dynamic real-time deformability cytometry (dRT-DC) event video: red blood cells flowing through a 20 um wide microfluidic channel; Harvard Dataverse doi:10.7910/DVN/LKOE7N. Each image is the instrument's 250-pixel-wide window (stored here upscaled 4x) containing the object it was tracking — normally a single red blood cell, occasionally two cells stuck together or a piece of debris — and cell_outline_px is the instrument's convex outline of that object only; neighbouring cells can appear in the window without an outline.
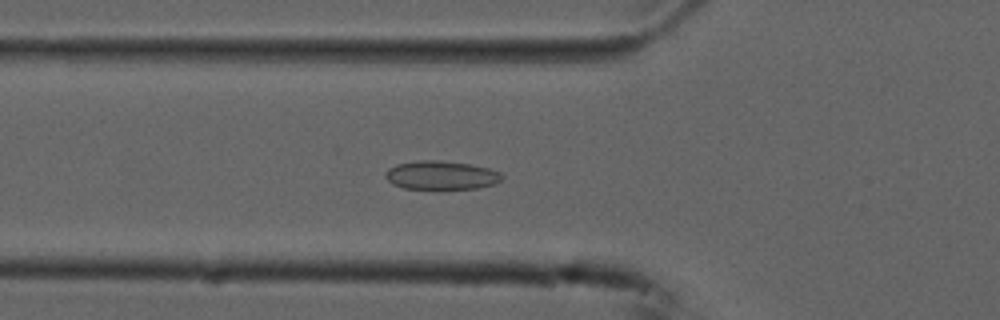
{"species": "common noctule bat (a hibernating species)", "species_latin": "Nyctalus noctula", "temperature_condition": "cold", "stored_images_in_passage": 45, "camera_frame_rate_fps": 3000, "um_per_image_px": 0.085, "animal": {"sex": "male", "forearm_length_mm": 52.5}, "frame": {"image": 1, "passage_image": 10, "time_ms": 3.0, "image_size_px": [1000, 320], "cell_outline_px": [[504, 176], [496, 184], [476, 188], [404, 188], [392, 184], [384, 176], [388, 168], [396, 164], [420, 160], [436, 160], [468, 164], [488, 168], [500, 172]], "centroid_in_image_um": [37.49, 14.89], "position_along_channel_um": 88.3, "area_um2": 19.25}}
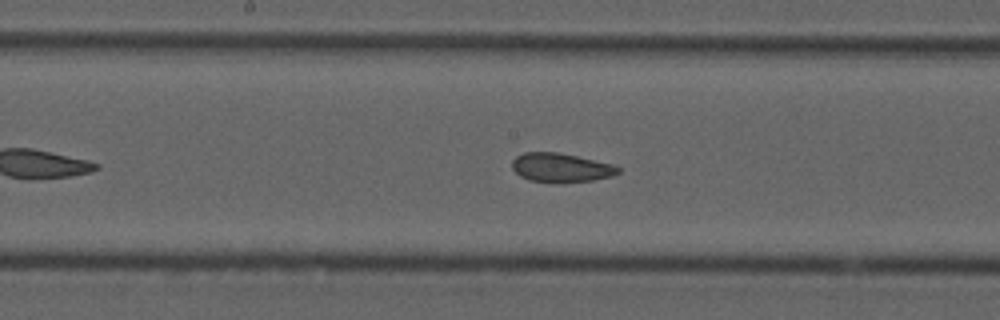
{"frame": {"image": 2, "passage_image": 19, "time_ms": 6.0, "image_size_px": [1000, 320], "cell_outline_px": [[620, 172], [612, 176], [592, 180], [560, 184], [528, 180], [520, 176], [512, 168], [512, 160], [516, 156], [524, 152], [556, 152], [576, 156], [612, 164], [620, 168]], "centroid_in_image_um": [47.65, 14.27], "position_along_channel_um": 200.5, "area_um2": 18.09}}
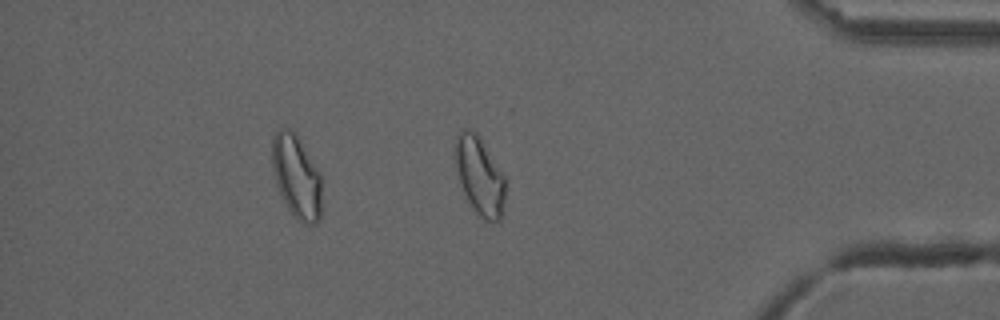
{"frame": {"image": 3, "passage_image": 37, "time_ms": 12.0, "image_size_px": [1000, 320], "cell_outline_px": [[504, 208], [500, 220], [492, 224], [476, 216], [464, 192], [460, 180], [456, 164], [456, 136], [460, 128], [472, 128], [476, 132], [504, 176]], "centroid_in_image_um": [40.77, 14.99], "position_along_channel_um": 394.4, "area_um2": 22.66}, "authors_computed_cell_mechanics": {"area_um2": 19.2474, "velocity_mm_per_s": 3.7352, "shape_relaxation_time_tau1_ms": null, "shape_relaxation_time_tau2_ms": 1.8072, "deformation_change_tau1": null, "deformation_change_tau2": 0.0756}}